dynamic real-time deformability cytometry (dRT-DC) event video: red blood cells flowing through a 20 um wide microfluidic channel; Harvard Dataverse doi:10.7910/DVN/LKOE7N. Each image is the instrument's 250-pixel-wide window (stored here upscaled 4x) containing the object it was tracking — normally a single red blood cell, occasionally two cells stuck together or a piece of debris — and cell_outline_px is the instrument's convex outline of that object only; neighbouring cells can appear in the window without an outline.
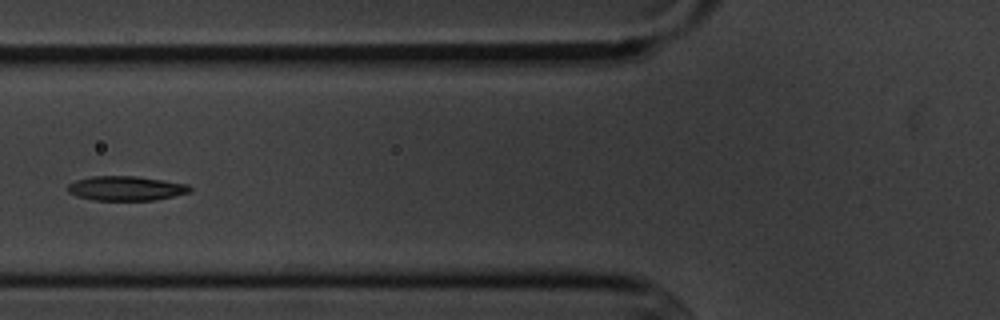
{"species": "common noctule bat (a hibernating species)", "species_latin": "Nyctalus noctula", "temperature_condition": "cold", "stored_images_in_passage": 8, "camera_frame_rate_fps": 3000, "um_per_image_px": 0.085, "animal": {"sex": "male", "body_mass_g": 20.1, "forearm_length_mm": 53.5}, "frame": {"image": 1, "passage_image": 6, "time_ms": 6.0, "image_size_px": [1000, 320], "cell_outline_px": [[192, 192], [156, 200], [92, 200], [76, 196], [68, 192], [68, 184], [76, 180], [92, 176], [136, 176], [164, 180], [188, 184], [192, 188]], "centroid_in_image_um": [10.73, 16.01], "position_along_channel_um": 115.1, "area_um2": 17.57}}
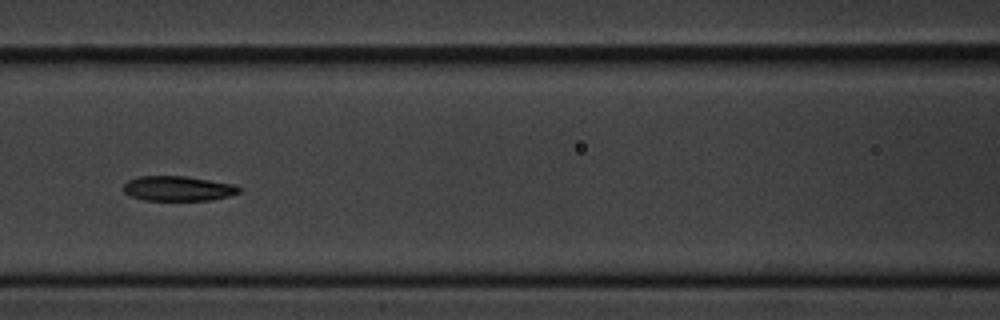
{"frame": {"image": 2, "passage_image": 7, "time_ms": 7.0, "image_size_px": [1000, 320], "cell_outline_px": [[240, 192], [228, 196], [212, 200], [144, 200], [132, 196], [124, 192], [124, 184], [128, 180], [140, 176], [188, 176], [236, 184], [240, 188]], "centroid_in_image_um": [15.16, 16.01], "position_along_channel_um": 151.4, "area_um2": 16.82}}
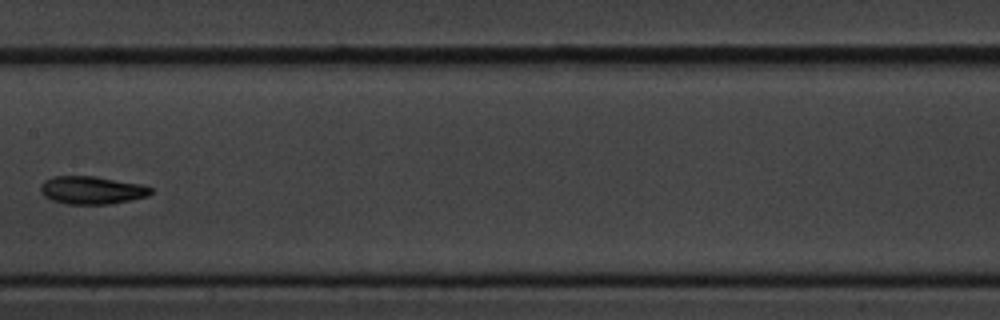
{"frame": {"image": 3, "passage_image": 8, "time_ms": 8.333, "image_size_px": [1000, 320], "cell_outline_px": [[152, 192], [148, 196], [132, 200], [108, 204], [64, 204], [52, 200], [44, 196], [40, 192], [40, 184], [44, 180], [52, 176], [96, 176], [140, 184], [152, 188]], "centroid_in_image_um": [7.77, 16.16], "position_along_channel_um": 199.6, "area_um2": 18.09}}